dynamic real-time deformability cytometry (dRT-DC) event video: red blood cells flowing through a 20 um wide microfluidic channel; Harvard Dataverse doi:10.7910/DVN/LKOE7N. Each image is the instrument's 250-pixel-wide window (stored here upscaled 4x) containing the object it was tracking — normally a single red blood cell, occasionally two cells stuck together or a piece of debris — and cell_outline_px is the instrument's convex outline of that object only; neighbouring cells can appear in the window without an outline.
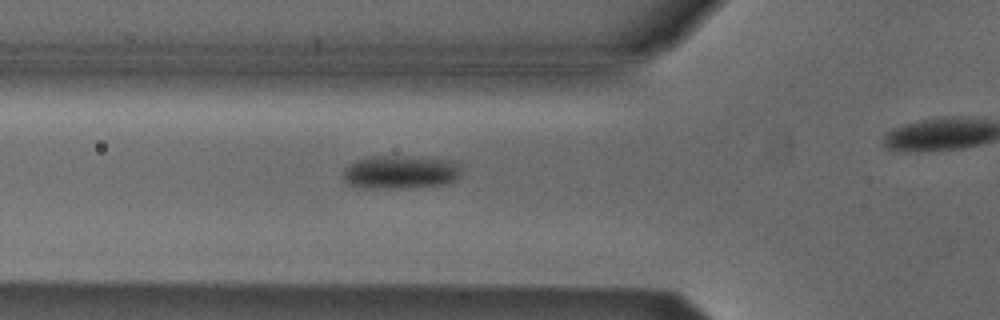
{"species": "Egyptian fruit bat (a non-hibernating species)", "species_latin": "Rousettus aegyptiacus", "temperature_condition": "cold", "stored_images_in_passage": 23, "camera_frame_rate_fps": 3000, "um_per_image_px": 0.085, "animal": {"sex": "male"}, "frame": {"image": 1, "passage_image": 4, "time_ms": 1.0, "image_size_px": [1000, 320], "cell_outline_px": [[460, 176], [456, 180], [444, 184], [400, 188], [360, 188], [348, 184], [344, 180], [344, 168], [360, 160], [372, 156], [400, 156], [448, 160], [460, 164]], "centroid_in_image_um": [34.04, 14.64], "position_along_channel_um": 91.8, "area_um2": 22.72}}
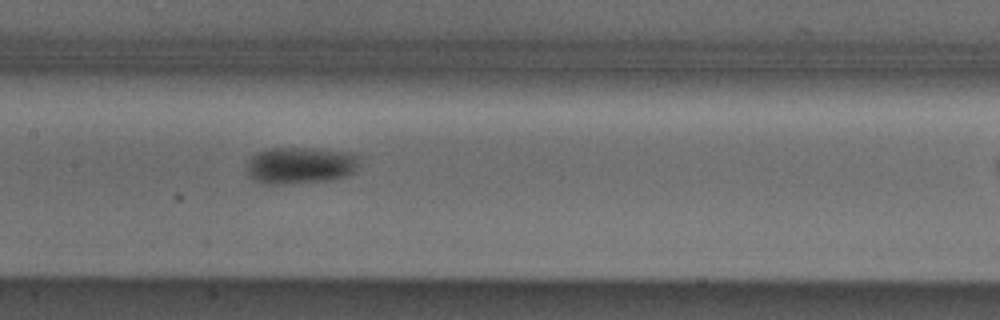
{"frame": {"image": 2, "passage_image": 11, "time_ms": 3.333, "image_size_px": [1000, 320], "cell_outline_px": [[360, 156], [356, 168], [352, 172], [344, 176], [328, 180], [280, 184], [264, 184], [248, 176], [248, 164], [252, 156], [260, 152], [272, 148], [304, 148], [352, 152]], "centroid_in_image_um": [25.54, 14.05], "position_along_channel_um": 181.9, "area_um2": 23.76}}
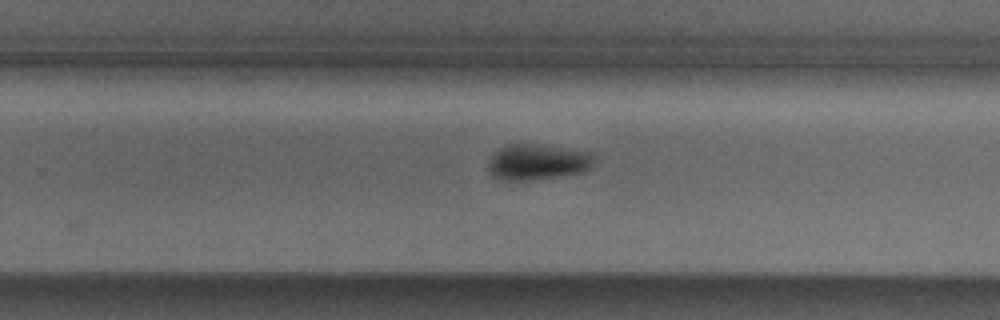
{"frame": {"image": 3, "passage_image": 19, "time_ms": 6.0, "image_size_px": [1000, 320], "cell_outline_px": [[592, 168], [584, 172], [556, 176], [524, 180], [500, 180], [492, 176], [488, 168], [488, 160], [500, 148], [508, 144], [532, 144], [588, 152], [592, 156]], "centroid_in_image_um": [45.63, 13.78], "position_along_channel_um": 284.2, "area_um2": 21.56}}